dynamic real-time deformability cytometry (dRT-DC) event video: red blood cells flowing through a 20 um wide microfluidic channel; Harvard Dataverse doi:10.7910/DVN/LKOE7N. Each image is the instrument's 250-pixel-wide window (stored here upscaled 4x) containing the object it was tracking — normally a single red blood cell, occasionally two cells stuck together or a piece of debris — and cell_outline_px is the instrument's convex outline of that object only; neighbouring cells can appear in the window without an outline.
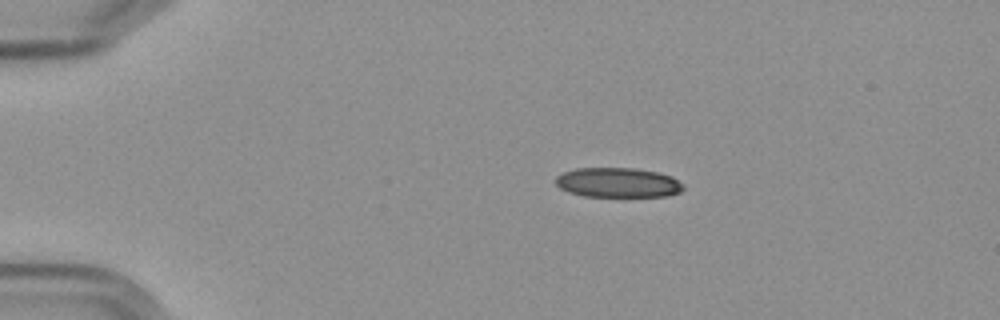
{"species": "Egyptian fruit bat (a non-hibernating species)", "species_latin": "Rousettus aegyptiacus", "temperature_condition": "cold", "stored_images_in_passage": 46, "camera_frame_rate_fps": 3000, "um_per_image_px": 0.085, "frame": {"image": 1, "passage_image": 1, "time_ms": 0.0, "image_size_px": [1000, 320], "cell_outline_px": [[684, 188], [680, 192], [668, 196], [584, 196], [568, 192], [560, 188], [556, 184], [556, 176], [564, 172], [576, 168], [636, 168], [660, 172], [672, 176], [684, 184]], "centroid_in_image_um": [52.55, 15.51], "position_along_channel_um": 32.4, "area_um2": 22.25}}
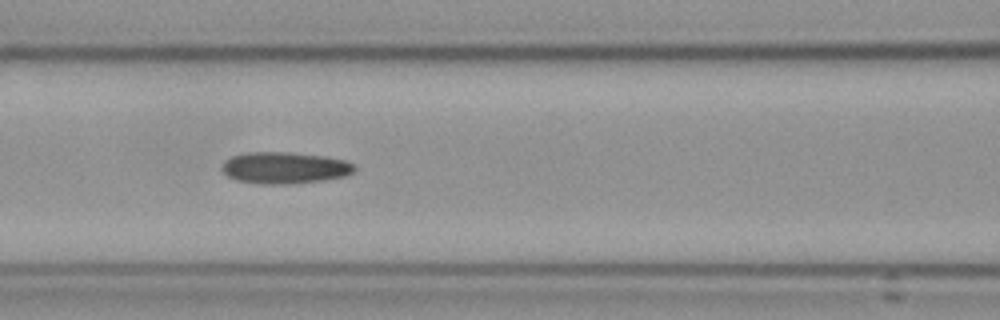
{"frame": {"image": 2, "passage_image": 15, "time_ms": 4.667, "image_size_px": [1000, 320], "cell_outline_px": [[356, 168], [352, 172], [344, 176], [320, 180], [288, 184], [260, 184], [236, 180], [228, 176], [220, 168], [232, 156], [248, 152], [288, 152], [324, 156], [344, 160], [352, 164]], "centroid_in_image_um": [24.17, 14.26], "position_along_channel_um": 142.4, "area_um2": 24.1}}
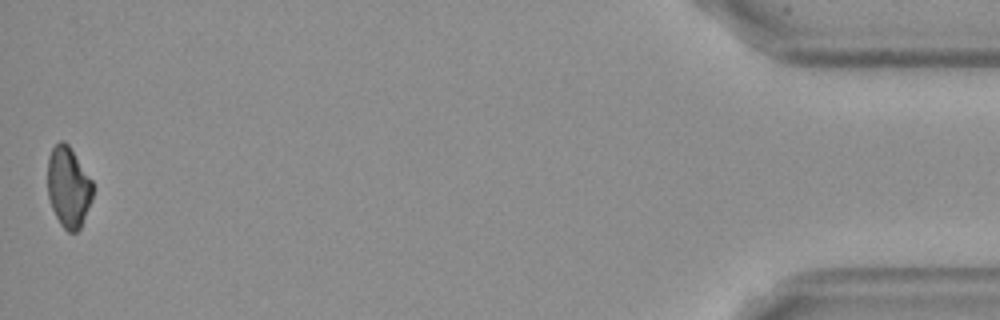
{"frame": {"image": 3, "passage_image": 46, "time_ms": 15.0, "image_size_px": [1000, 320], "cell_outline_px": [[92, 200], [80, 228], [76, 232], [68, 232], [60, 224], [52, 208], [48, 196], [48, 156], [52, 148], [60, 140], [64, 140], [68, 144], [92, 180]], "centroid_in_image_um": [5.81, 15.9], "position_along_channel_um": 429.4, "area_um2": 21.15}, "authors_computed_cell_mechanics": {"area_um2": 23.5824, "velocity_mm_per_s": 3.6003, "shape_relaxation_time_tau1_ms": null, "shape_relaxation_time_tau2_ms": 9.1512, "deformation_change_tau1": null, "deformation_change_tau2": 0.1756}}